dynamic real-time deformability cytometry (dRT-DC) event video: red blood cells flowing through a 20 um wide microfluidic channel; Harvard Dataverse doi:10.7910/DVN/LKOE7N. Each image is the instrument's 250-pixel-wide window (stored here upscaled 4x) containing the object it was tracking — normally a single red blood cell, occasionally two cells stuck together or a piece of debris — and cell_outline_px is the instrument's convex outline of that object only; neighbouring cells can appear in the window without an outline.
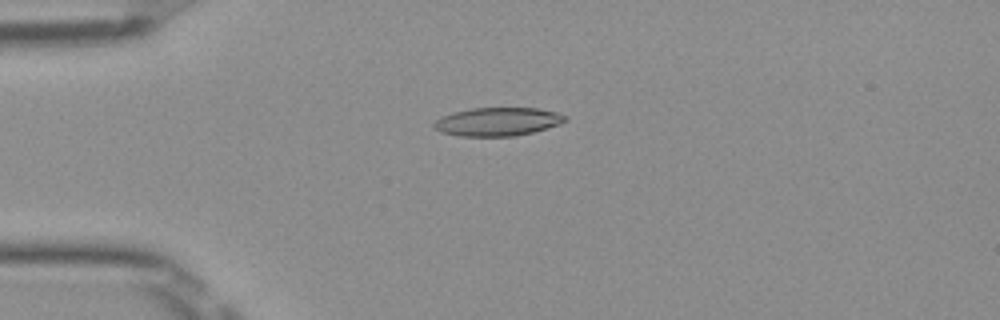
{"species": "Egyptian fruit bat (a non-hibernating species)", "species_latin": "Rousettus aegyptiacus", "temperature_condition": "room temperature", "stored_images_in_passage": 42, "camera_frame_rate_fps": 3000, "um_per_image_px": 0.085, "frame": {"image": 1, "passage_image": 4, "time_ms": 1.0, "image_size_px": [1000, 320], "cell_outline_px": [[568, 120], [560, 124], [548, 128], [516, 136], [460, 136], [440, 132], [432, 124], [440, 116], [452, 112], [472, 108], [536, 108], [556, 112], [568, 116]], "centroid_in_image_um": [42.31, 10.34], "position_along_channel_um": 42.7, "area_um2": 21.85}}
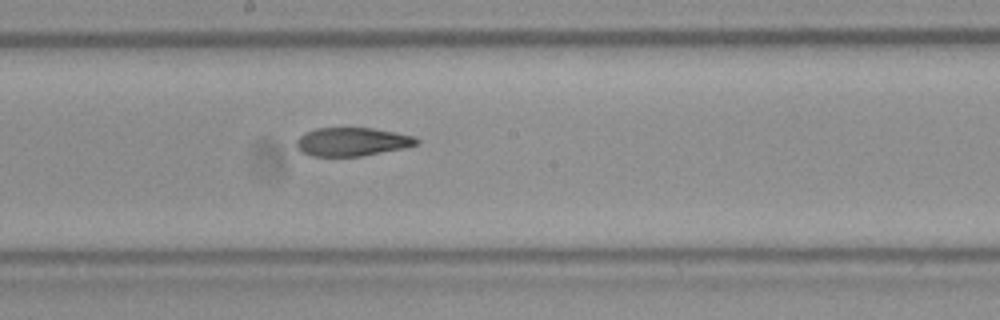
{"frame": {"image": 2, "passage_image": 19, "time_ms": 6.0, "image_size_px": [1000, 320], "cell_outline_px": [[420, 144], [408, 148], [360, 156], [312, 156], [300, 152], [296, 148], [296, 140], [304, 132], [316, 128], [372, 128], [396, 132], [416, 136], [420, 140]], "centroid_in_image_um": [29.97, 12.05], "position_along_channel_um": 218.2, "area_um2": 20.35}}
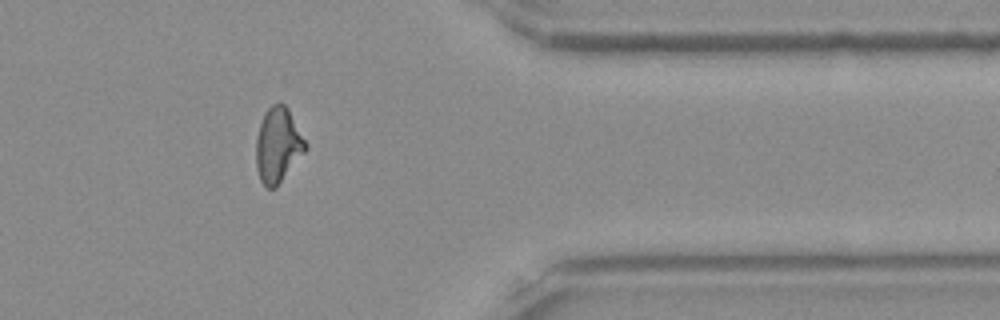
{"frame": {"image": 3, "passage_image": 33, "time_ms": 10.667, "image_size_px": [1000, 320], "cell_outline_px": [[308, 148], [276, 188], [264, 188], [260, 180], [256, 168], [256, 136], [264, 112], [272, 104], [284, 104], [288, 108], [308, 144]], "centroid_in_image_um": [23.62, 12.36], "position_along_channel_um": 387.8, "area_um2": 21.79}, "authors_computed_cell_mechanics": {"area_um2": 21.2704, "velocity_mm_per_s": 3.9854, "shape_relaxation_time_tau1_ms": null, "shape_relaxation_time_tau2_ms": 3.0694, "deformation_change_tau1": null, "deformation_change_tau2": 0.1048}}